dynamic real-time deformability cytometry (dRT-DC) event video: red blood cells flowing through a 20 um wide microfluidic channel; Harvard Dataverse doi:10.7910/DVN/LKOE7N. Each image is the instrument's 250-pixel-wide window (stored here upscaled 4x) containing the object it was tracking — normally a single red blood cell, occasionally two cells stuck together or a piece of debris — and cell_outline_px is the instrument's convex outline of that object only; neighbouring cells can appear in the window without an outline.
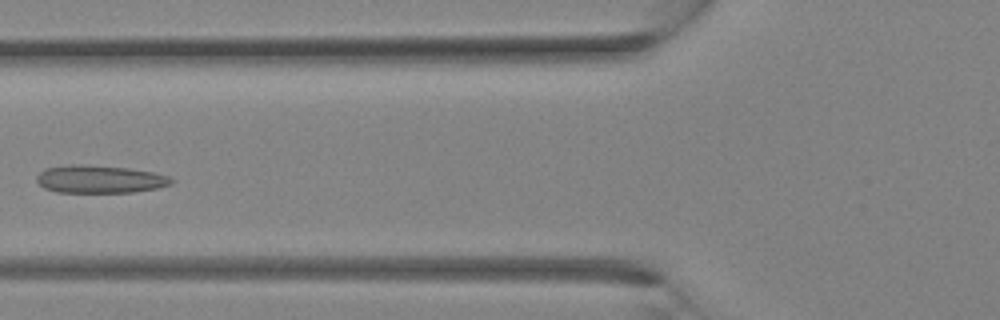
{"species": "Egyptian fruit bat (a non-hibernating species)", "species_latin": "Rousettus aegyptiacus", "temperature_condition": "room temperature", "stored_images_in_passage": 4, "camera_frame_rate_fps": 3000, "um_per_image_px": 0.085, "animal": {"sex": "female"}, "frame": {"image": 1, "passage_image": 4, "time_ms": 1.0, "image_size_px": [1000, 320], "cell_outline_px": [[176, 180], [172, 184], [160, 188], [132, 192], [56, 192], [44, 188], [36, 180], [36, 176], [44, 168], [72, 164], [76, 164], [128, 168], [152, 172], [172, 176]], "centroid_in_image_um": [8.52, 15.23], "position_along_channel_um": 117.3, "area_um2": 21.96}}